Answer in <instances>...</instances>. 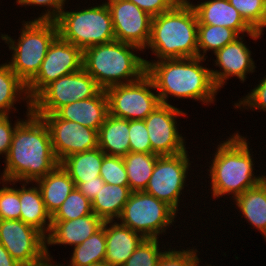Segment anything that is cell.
Here are the masks:
<instances>
[{
	"mask_svg": "<svg viewBox=\"0 0 266 266\" xmlns=\"http://www.w3.org/2000/svg\"><path fill=\"white\" fill-rule=\"evenodd\" d=\"M130 152L152 153L148 131L144 120L129 121Z\"/></svg>",
	"mask_w": 266,
	"mask_h": 266,
	"instance_id": "74e56055",
	"label": "cell"
},
{
	"mask_svg": "<svg viewBox=\"0 0 266 266\" xmlns=\"http://www.w3.org/2000/svg\"><path fill=\"white\" fill-rule=\"evenodd\" d=\"M136 51L144 52L136 45L117 40L94 45L83 51V69L103 90L134 82L146 74V59Z\"/></svg>",
	"mask_w": 266,
	"mask_h": 266,
	"instance_id": "5b68a950",
	"label": "cell"
},
{
	"mask_svg": "<svg viewBox=\"0 0 266 266\" xmlns=\"http://www.w3.org/2000/svg\"><path fill=\"white\" fill-rule=\"evenodd\" d=\"M9 118H11L9 115H0V156L4 155V158H6L10 150L14 131L17 125L22 121L18 118L16 122L12 124Z\"/></svg>",
	"mask_w": 266,
	"mask_h": 266,
	"instance_id": "60d3db41",
	"label": "cell"
},
{
	"mask_svg": "<svg viewBox=\"0 0 266 266\" xmlns=\"http://www.w3.org/2000/svg\"><path fill=\"white\" fill-rule=\"evenodd\" d=\"M92 213V202L75 187L51 216V221H69Z\"/></svg>",
	"mask_w": 266,
	"mask_h": 266,
	"instance_id": "1f68e13d",
	"label": "cell"
},
{
	"mask_svg": "<svg viewBox=\"0 0 266 266\" xmlns=\"http://www.w3.org/2000/svg\"><path fill=\"white\" fill-rule=\"evenodd\" d=\"M243 37L244 35L239 36L214 54V66L220 69H211V76L219 90L231 77H237L242 83L246 82L247 74L256 70L255 61L251 58L252 52L245 45Z\"/></svg>",
	"mask_w": 266,
	"mask_h": 266,
	"instance_id": "e0dca14e",
	"label": "cell"
},
{
	"mask_svg": "<svg viewBox=\"0 0 266 266\" xmlns=\"http://www.w3.org/2000/svg\"><path fill=\"white\" fill-rule=\"evenodd\" d=\"M173 105L160 104L145 119L152 153L159 156L175 155L187 151L186 139L180 134L177 117L186 113Z\"/></svg>",
	"mask_w": 266,
	"mask_h": 266,
	"instance_id": "5bb4252c",
	"label": "cell"
},
{
	"mask_svg": "<svg viewBox=\"0 0 266 266\" xmlns=\"http://www.w3.org/2000/svg\"><path fill=\"white\" fill-rule=\"evenodd\" d=\"M89 266H111V265L106 261H102V262L91 264Z\"/></svg>",
	"mask_w": 266,
	"mask_h": 266,
	"instance_id": "bcb514c9",
	"label": "cell"
},
{
	"mask_svg": "<svg viewBox=\"0 0 266 266\" xmlns=\"http://www.w3.org/2000/svg\"><path fill=\"white\" fill-rule=\"evenodd\" d=\"M240 101L234 104V108L263 110L266 111V75L260 80L259 84L255 86L246 96L239 98Z\"/></svg>",
	"mask_w": 266,
	"mask_h": 266,
	"instance_id": "f35d334b",
	"label": "cell"
},
{
	"mask_svg": "<svg viewBox=\"0 0 266 266\" xmlns=\"http://www.w3.org/2000/svg\"><path fill=\"white\" fill-rule=\"evenodd\" d=\"M67 0H16L18 5L23 6H41L47 8L45 12L43 11L41 15L33 20H45V21H55L61 11L65 9V2Z\"/></svg>",
	"mask_w": 266,
	"mask_h": 266,
	"instance_id": "ab89813d",
	"label": "cell"
},
{
	"mask_svg": "<svg viewBox=\"0 0 266 266\" xmlns=\"http://www.w3.org/2000/svg\"><path fill=\"white\" fill-rule=\"evenodd\" d=\"M103 223L94 213L69 221H51V228L46 236V256L49 263L53 258L48 251L50 245H80L97 232Z\"/></svg>",
	"mask_w": 266,
	"mask_h": 266,
	"instance_id": "d6986e66",
	"label": "cell"
},
{
	"mask_svg": "<svg viewBox=\"0 0 266 266\" xmlns=\"http://www.w3.org/2000/svg\"><path fill=\"white\" fill-rule=\"evenodd\" d=\"M27 118L17 125L10 150L3 160L1 180L10 185L32 182L52 172L60 163L56 159L49 128L40 116L27 112Z\"/></svg>",
	"mask_w": 266,
	"mask_h": 266,
	"instance_id": "6da1fadb",
	"label": "cell"
},
{
	"mask_svg": "<svg viewBox=\"0 0 266 266\" xmlns=\"http://www.w3.org/2000/svg\"><path fill=\"white\" fill-rule=\"evenodd\" d=\"M54 114L98 131L109 114L107 93L101 89L94 97L60 107Z\"/></svg>",
	"mask_w": 266,
	"mask_h": 266,
	"instance_id": "ffe728a7",
	"label": "cell"
},
{
	"mask_svg": "<svg viewBox=\"0 0 266 266\" xmlns=\"http://www.w3.org/2000/svg\"><path fill=\"white\" fill-rule=\"evenodd\" d=\"M177 214L171 206L151 194L136 191L130 194L117 221L144 238L158 239L174 225Z\"/></svg>",
	"mask_w": 266,
	"mask_h": 266,
	"instance_id": "ba28073f",
	"label": "cell"
},
{
	"mask_svg": "<svg viewBox=\"0 0 266 266\" xmlns=\"http://www.w3.org/2000/svg\"><path fill=\"white\" fill-rule=\"evenodd\" d=\"M159 240L145 238L123 266H157L164 251Z\"/></svg>",
	"mask_w": 266,
	"mask_h": 266,
	"instance_id": "836d02e7",
	"label": "cell"
},
{
	"mask_svg": "<svg viewBox=\"0 0 266 266\" xmlns=\"http://www.w3.org/2000/svg\"><path fill=\"white\" fill-rule=\"evenodd\" d=\"M178 3L185 5V6H191V7L194 6V3L191 2L190 0H178Z\"/></svg>",
	"mask_w": 266,
	"mask_h": 266,
	"instance_id": "f6af8a7d",
	"label": "cell"
},
{
	"mask_svg": "<svg viewBox=\"0 0 266 266\" xmlns=\"http://www.w3.org/2000/svg\"><path fill=\"white\" fill-rule=\"evenodd\" d=\"M73 253L67 266H89L94 263L105 261L106 255V236L105 221L103 226L92 236L73 247ZM59 266H66L58 264Z\"/></svg>",
	"mask_w": 266,
	"mask_h": 266,
	"instance_id": "f546056e",
	"label": "cell"
},
{
	"mask_svg": "<svg viewBox=\"0 0 266 266\" xmlns=\"http://www.w3.org/2000/svg\"><path fill=\"white\" fill-rule=\"evenodd\" d=\"M137 5L151 17L158 16L163 12L169 11L178 0H129Z\"/></svg>",
	"mask_w": 266,
	"mask_h": 266,
	"instance_id": "b9f144b4",
	"label": "cell"
},
{
	"mask_svg": "<svg viewBox=\"0 0 266 266\" xmlns=\"http://www.w3.org/2000/svg\"><path fill=\"white\" fill-rule=\"evenodd\" d=\"M238 37L234 30L227 27L198 24V56L206 59L207 52L215 54Z\"/></svg>",
	"mask_w": 266,
	"mask_h": 266,
	"instance_id": "4dcf8cb0",
	"label": "cell"
},
{
	"mask_svg": "<svg viewBox=\"0 0 266 266\" xmlns=\"http://www.w3.org/2000/svg\"><path fill=\"white\" fill-rule=\"evenodd\" d=\"M58 36L82 51L115 39L113 22L106 2L81 10L64 11L55 20Z\"/></svg>",
	"mask_w": 266,
	"mask_h": 266,
	"instance_id": "52a82bcc",
	"label": "cell"
},
{
	"mask_svg": "<svg viewBox=\"0 0 266 266\" xmlns=\"http://www.w3.org/2000/svg\"><path fill=\"white\" fill-rule=\"evenodd\" d=\"M153 90L154 84L147 74L134 82L107 88L109 114L129 121L144 120L161 104Z\"/></svg>",
	"mask_w": 266,
	"mask_h": 266,
	"instance_id": "9c48e42d",
	"label": "cell"
},
{
	"mask_svg": "<svg viewBox=\"0 0 266 266\" xmlns=\"http://www.w3.org/2000/svg\"><path fill=\"white\" fill-rule=\"evenodd\" d=\"M0 220L15 219L20 220L21 204L19 198V189L8 186V181L0 179ZM5 182V183H4Z\"/></svg>",
	"mask_w": 266,
	"mask_h": 266,
	"instance_id": "d590c367",
	"label": "cell"
},
{
	"mask_svg": "<svg viewBox=\"0 0 266 266\" xmlns=\"http://www.w3.org/2000/svg\"><path fill=\"white\" fill-rule=\"evenodd\" d=\"M100 177L107 184L129 186L123 157L105 154L100 168Z\"/></svg>",
	"mask_w": 266,
	"mask_h": 266,
	"instance_id": "e575fe53",
	"label": "cell"
},
{
	"mask_svg": "<svg viewBox=\"0 0 266 266\" xmlns=\"http://www.w3.org/2000/svg\"><path fill=\"white\" fill-rule=\"evenodd\" d=\"M131 193L129 186L104 183L91 201L93 213L103 221L118 219Z\"/></svg>",
	"mask_w": 266,
	"mask_h": 266,
	"instance_id": "83f0119b",
	"label": "cell"
},
{
	"mask_svg": "<svg viewBox=\"0 0 266 266\" xmlns=\"http://www.w3.org/2000/svg\"><path fill=\"white\" fill-rule=\"evenodd\" d=\"M48 266H58V263L52 261L51 263L48 264Z\"/></svg>",
	"mask_w": 266,
	"mask_h": 266,
	"instance_id": "7dc6e473",
	"label": "cell"
},
{
	"mask_svg": "<svg viewBox=\"0 0 266 266\" xmlns=\"http://www.w3.org/2000/svg\"><path fill=\"white\" fill-rule=\"evenodd\" d=\"M113 22L115 39L140 47L149 43L152 17L129 0H105Z\"/></svg>",
	"mask_w": 266,
	"mask_h": 266,
	"instance_id": "2e32d148",
	"label": "cell"
},
{
	"mask_svg": "<svg viewBox=\"0 0 266 266\" xmlns=\"http://www.w3.org/2000/svg\"><path fill=\"white\" fill-rule=\"evenodd\" d=\"M21 28L17 41L8 33L0 37L13 51L6 63L27 84L38 73L50 44L58 36V29L55 21L45 20H24Z\"/></svg>",
	"mask_w": 266,
	"mask_h": 266,
	"instance_id": "8992f818",
	"label": "cell"
},
{
	"mask_svg": "<svg viewBox=\"0 0 266 266\" xmlns=\"http://www.w3.org/2000/svg\"><path fill=\"white\" fill-rule=\"evenodd\" d=\"M46 122L52 149L58 162L71 154L98 148V131L77 122L58 118L52 114H35Z\"/></svg>",
	"mask_w": 266,
	"mask_h": 266,
	"instance_id": "9a60e30c",
	"label": "cell"
},
{
	"mask_svg": "<svg viewBox=\"0 0 266 266\" xmlns=\"http://www.w3.org/2000/svg\"><path fill=\"white\" fill-rule=\"evenodd\" d=\"M101 88L83 68L47 85L33 100L34 114H52L60 107L94 97Z\"/></svg>",
	"mask_w": 266,
	"mask_h": 266,
	"instance_id": "30bf717a",
	"label": "cell"
},
{
	"mask_svg": "<svg viewBox=\"0 0 266 266\" xmlns=\"http://www.w3.org/2000/svg\"><path fill=\"white\" fill-rule=\"evenodd\" d=\"M198 24L223 26L239 36L248 35L252 40L261 39L263 33L254 30L228 0H207L193 6Z\"/></svg>",
	"mask_w": 266,
	"mask_h": 266,
	"instance_id": "ac0fdd59",
	"label": "cell"
},
{
	"mask_svg": "<svg viewBox=\"0 0 266 266\" xmlns=\"http://www.w3.org/2000/svg\"><path fill=\"white\" fill-rule=\"evenodd\" d=\"M158 156L155 153L129 152L123 157L132 192L146 189Z\"/></svg>",
	"mask_w": 266,
	"mask_h": 266,
	"instance_id": "f1b7e54d",
	"label": "cell"
},
{
	"mask_svg": "<svg viewBox=\"0 0 266 266\" xmlns=\"http://www.w3.org/2000/svg\"><path fill=\"white\" fill-rule=\"evenodd\" d=\"M34 183L37 184L45 209L51 216L75 188L74 181L60 164L52 172Z\"/></svg>",
	"mask_w": 266,
	"mask_h": 266,
	"instance_id": "603a6c76",
	"label": "cell"
},
{
	"mask_svg": "<svg viewBox=\"0 0 266 266\" xmlns=\"http://www.w3.org/2000/svg\"><path fill=\"white\" fill-rule=\"evenodd\" d=\"M243 19L256 31L263 33L266 28L265 0H228Z\"/></svg>",
	"mask_w": 266,
	"mask_h": 266,
	"instance_id": "d6a6232c",
	"label": "cell"
},
{
	"mask_svg": "<svg viewBox=\"0 0 266 266\" xmlns=\"http://www.w3.org/2000/svg\"><path fill=\"white\" fill-rule=\"evenodd\" d=\"M0 266H22L19 264L9 252L4 248V246L0 243Z\"/></svg>",
	"mask_w": 266,
	"mask_h": 266,
	"instance_id": "ee69618b",
	"label": "cell"
},
{
	"mask_svg": "<svg viewBox=\"0 0 266 266\" xmlns=\"http://www.w3.org/2000/svg\"><path fill=\"white\" fill-rule=\"evenodd\" d=\"M198 19L193 7L176 3L169 11L152 17L146 49L157 61L198 57Z\"/></svg>",
	"mask_w": 266,
	"mask_h": 266,
	"instance_id": "277c9868",
	"label": "cell"
},
{
	"mask_svg": "<svg viewBox=\"0 0 266 266\" xmlns=\"http://www.w3.org/2000/svg\"><path fill=\"white\" fill-rule=\"evenodd\" d=\"M235 201V202H234ZM233 202L253 228L256 227L266 241V178L255 187L238 195Z\"/></svg>",
	"mask_w": 266,
	"mask_h": 266,
	"instance_id": "d4e9b609",
	"label": "cell"
},
{
	"mask_svg": "<svg viewBox=\"0 0 266 266\" xmlns=\"http://www.w3.org/2000/svg\"><path fill=\"white\" fill-rule=\"evenodd\" d=\"M105 236V261L111 266H123L145 239L141 234L115 220L105 221Z\"/></svg>",
	"mask_w": 266,
	"mask_h": 266,
	"instance_id": "44dd1931",
	"label": "cell"
},
{
	"mask_svg": "<svg viewBox=\"0 0 266 266\" xmlns=\"http://www.w3.org/2000/svg\"><path fill=\"white\" fill-rule=\"evenodd\" d=\"M19 198L21 204L20 220L40 231L45 237L51 228V215L46 211L38 186L32 182H19ZM32 184L31 187L27 186Z\"/></svg>",
	"mask_w": 266,
	"mask_h": 266,
	"instance_id": "7402d4cb",
	"label": "cell"
},
{
	"mask_svg": "<svg viewBox=\"0 0 266 266\" xmlns=\"http://www.w3.org/2000/svg\"><path fill=\"white\" fill-rule=\"evenodd\" d=\"M105 153L98 147L82 153L71 154L60 165L74 181L75 187L80 183L100 177V168Z\"/></svg>",
	"mask_w": 266,
	"mask_h": 266,
	"instance_id": "4316f807",
	"label": "cell"
},
{
	"mask_svg": "<svg viewBox=\"0 0 266 266\" xmlns=\"http://www.w3.org/2000/svg\"><path fill=\"white\" fill-rule=\"evenodd\" d=\"M22 100L26 102L27 112H32V100L28 96L26 84L7 63L0 64V115L16 112L14 105Z\"/></svg>",
	"mask_w": 266,
	"mask_h": 266,
	"instance_id": "484cf974",
	"label": "cell"
},
{
	"mask_svg": "<svg viewBox=\"0 0 266 266\" xmlns=\"http://www.w3.org/2000/svg\"><path fill=\"white\" fill-rule=\"evenodd\" d=\"M0 243L22 266H48L46 237L22 220H0Z\"/></svg>",
	"mask_w": 266,
	"mask_h": 266,
	"instance_id": "7c38bea8",
	"label": "cell"
},
{
	"mask_svg": "<svg viewBox=\"0 0 266 266\" xmlns=\"http://www.w3.org/2000/svg\"><path fill=\"white\" fill-rule=\"evenodd\" d=\"M190 165L188 151L158 156L144 192L165 202L179 214L180 197L184 187L188 186L186 180Z\"/></svg>",
	"mask_w": 266,
	"mask_h": 266,
	"instance_id": "8fae6325",
	"label": "cell"
},
{
	"mask_svg": "<svg viewBox=\"0 0 266 266\" xmlns=\"http://www.w3.org/2000/svg\"><path fill=\"white\" fill-rule=\"evenodd\" d=\"M214 158L209 166V174L212 193L211 197L222 198L231 195L233 200L247 189L261 183L266 175H255L253 152L248 138L234 132L224 141L218 142ZM250 148V149H249Z\"/></svg>",
	"mask_w": 266,
	"mask_h": 266,
	"instance_id": "3957f363",
	"label": "cell"
},
{
	"mask_svg": "<svg viewBox=\"0 0 266 266\" xmlns=\"http://www.w3.org/2000/svg\"><path fill=\"white\" fill-rule=\"evenodd\" d=\"M201 57L145 60L146 74L151 78L161 104L170 105L168 98L191 99L202 104H214L220 91L204 67Z\"/></svg>",
	"mask_w": 266,
	"mask_h": 266,
	"instance_id": "7a4b0ae2",
	"label": "cell"
},
{
	"mask_svg": "<svg viewBox=\"0 0 266 266\" xmlns=\"http://www.w3.org/2000/svg\"><path fill=\"white\" fill-rule=\"evenodd\" d=\"M191 247L185 250H175L167 248L163 251L157 266H200V259L198 258L197 248Z\"/></svg>",
	"mask_w": 266,
	"mask_h": 266,
	"instance_id": "8d00e7d4",
	"label": "cell"
},
{
	"mask_svg": "<svg viewBox=\"0 0 266 266\" xmlns=\"http://www.w3.org/2000/svg\"><path fill=\"white\" fill-rule=\"evenodd\" d=\"M129 120L108 114L98 130V147L111 156L124 157L130 152Z\"/></svg>",
	"mask_w": 266,
	"mask_h": 266,
	"instance_id": "cb8c5ba5",
	"label": "cell"
},
{
	"mask_svg": "<svg viewBox=\"0 0 266 266\" xmlns=\"http://www.w3.org/2000/svg\"><path fill=\"white\" fill-rule=\"evenodd\" d=\"M83 68V51L57 36L50 44L38 73L26 84L33 100L47 85Z\"/></svg>",
	"mask_w": 266,
	"mask_h": 266,
	"instance_id": "4fadbf2b",
	"label": "cell"
},
{
	"mask_svg": "<svg viewBox=\"0 0 266 266\" xmlns=\"http://www.w3.org/2000/svg\"><path fill=\"white\" fill-rule=\"evenodd\" d=\"M104 185V180L101 177L95 178V180L85 181L80 183L77 188L78 190L86 196L90 201H92L101 187Z\"/></svg>",
	"mask_w": 266,
	"mask_h": 266,
	"instance_id": "7bdbcfd3",
	"label": "cell"
}]
</instances>
